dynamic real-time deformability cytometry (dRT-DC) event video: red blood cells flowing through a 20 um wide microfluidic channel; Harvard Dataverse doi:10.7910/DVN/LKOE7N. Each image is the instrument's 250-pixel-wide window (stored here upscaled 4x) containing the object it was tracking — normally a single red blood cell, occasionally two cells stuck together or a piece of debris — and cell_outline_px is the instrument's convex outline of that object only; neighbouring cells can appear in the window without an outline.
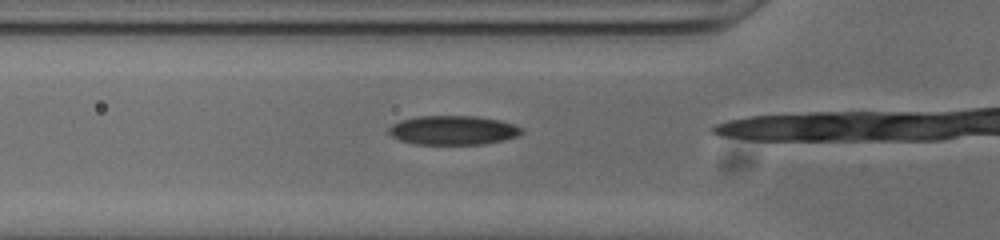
{"species": "common noctule bat (a hibernating species)", "species_latin": "Nyctalus noctula", "temperature_condition": "cold", "stored_images_in_passage": 16, "camera_frame_rate_fps": 3000, "um_per_image_px": 0.085, "animal": {"sex": "male", "body_mass_g": 20.0, "forearm_length_mm": 53.3}, "frame": {"image": 1, "passage_image": 11, "time_ms": 3.333, "image_size_px": [1000, 240], "cell_outline_px": [[524, 132], [520, 136], [504, 140], [484, 144], [416, 144], [400, 140], [392, 136], [388, 132], [388, 128], [392, 124], [400, 120], [416, 116], [476, 116], [500, 120], [524, 128]], "centroid_in_image_um": [38.54, 11.06], "position_along_channel_um": 87.3, "area_um2": 22.77}}
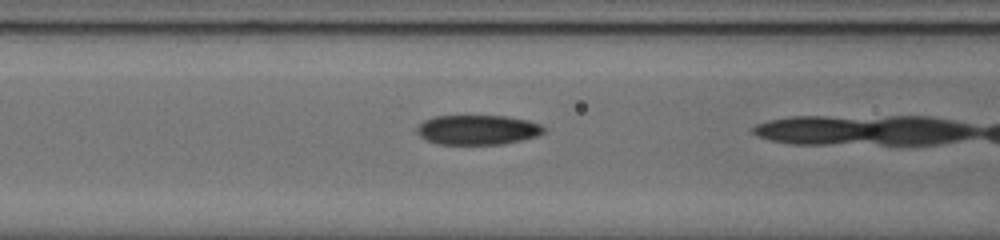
{"frame": {"image": 2, "passage_image": 14, "time_ms": 4.333, "image_size_px": [1000, 240], "cell_outline_px": [[548, 128], [544, 132], [536, 136], [504, 144], [436, 144], [420, 136], [416, 132], [416, 124], [432, 116], [504, 116], [528, 120], [540, 124]], "centroid_in_image_um": [40.57, 11.03], "position_along_channel_um": 126.0, "area_um2": 22.14}}